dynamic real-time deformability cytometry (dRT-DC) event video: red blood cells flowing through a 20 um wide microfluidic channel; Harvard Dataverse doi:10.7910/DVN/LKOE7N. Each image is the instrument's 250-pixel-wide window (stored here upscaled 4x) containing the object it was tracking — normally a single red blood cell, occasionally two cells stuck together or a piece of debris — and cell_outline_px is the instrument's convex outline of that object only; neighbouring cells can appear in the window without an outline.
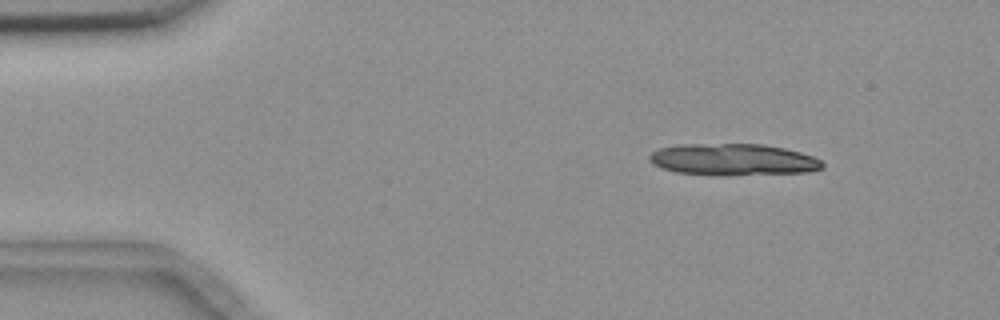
{"species": "common noctule bat (a hibernating species)", "species_latin": "Nyctalus noctula", "temperature_condition": "room temperature", "stored_images_in_passage": 4, "camera_frame_rate_fps": 3000, "um_per_image_px": 0.085, "animal": {"sex": "female", "body_mass_g": 18.4}, "frame": {"image": 1, "passage_image": 1, "time_ms": 0.0, "image_size_px": [1000, 320], "cell_outline_px": [[824, 168], [808, 172], [728, 176], [708, 176], [676, 172], [660, 168], [652, 164], [648, 160], [648, 156], [652, 152], [660, 148], [680, 144], [764, 144], [784, 148], [800, 152], [812, 156], [820, 160], [824, 164]], "centroid_in_image_um": [62.28, 13.58], "position_along_channel_um": 22.7, "area_um2": 32.6}}
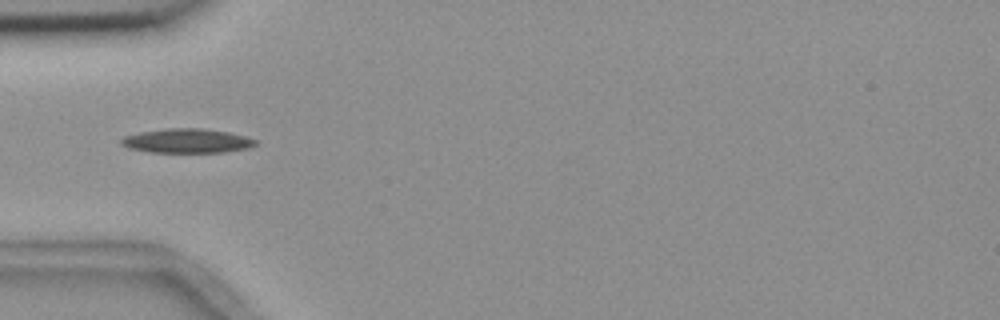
{"frame": {"image": 2, "passage_image": 4, "time_ms": 3.667, "image_size_px": [1000, 320], "cell_outline_px": [[256, 144], [248, 148], [224, 152], [148, 152], [128, 148], [120, 144], [120, 140], [124, 136], [140, 132], [168, 128], [200, 128], [228, 132], [244, 136], [256, 140]], "centroid_in_image_um": [15.85, 11.97], "position_along_channel_um": 69.1, "area_um2": 18.9}}